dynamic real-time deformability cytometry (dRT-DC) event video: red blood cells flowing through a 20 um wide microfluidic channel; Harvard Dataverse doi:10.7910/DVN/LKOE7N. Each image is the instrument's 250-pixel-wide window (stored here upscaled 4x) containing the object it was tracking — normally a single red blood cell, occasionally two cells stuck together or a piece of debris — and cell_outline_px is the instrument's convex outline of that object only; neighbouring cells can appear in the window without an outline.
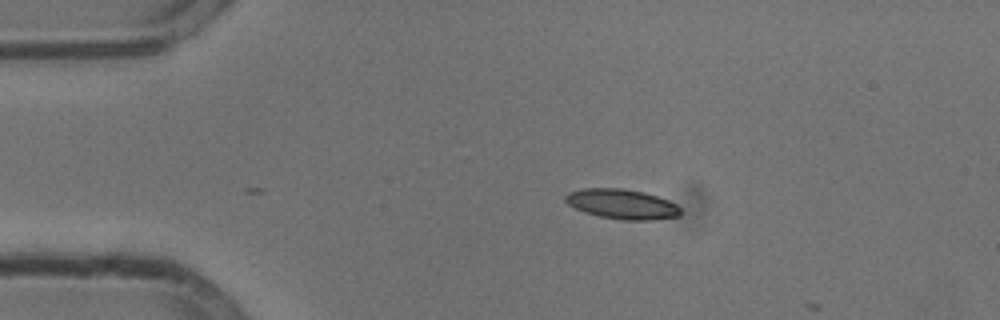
{"species": "common noctule bat (a hibernating species)", "species_latin": "Nyctalus noctula", "temperature_condition": "cold", "stored_images_in_passage": 2, "camera_frame_rate_fps": 3000, "um_per_image_px": 0.085, "animal": {"sex": "male", "body_mass_g": 13.3}, "frame": {"image": 1, "passage_image": 1, "time_ms": 0.0, "image_size_px": [1000, 320], "cell_outline_px": [[680, 216], [652, 220], [624, 220], [600, 216], [584, 212], [568, 204], [564, 200], [564, 196], [568, 192], [584, 188], [624, 188], [644, 192], [668, 200], [676, 204], [680, 208]], "centroid_in_image_um": [52.86, 17.34], "position_along_channel_um": 32.1, "area_um2": 20.06}}